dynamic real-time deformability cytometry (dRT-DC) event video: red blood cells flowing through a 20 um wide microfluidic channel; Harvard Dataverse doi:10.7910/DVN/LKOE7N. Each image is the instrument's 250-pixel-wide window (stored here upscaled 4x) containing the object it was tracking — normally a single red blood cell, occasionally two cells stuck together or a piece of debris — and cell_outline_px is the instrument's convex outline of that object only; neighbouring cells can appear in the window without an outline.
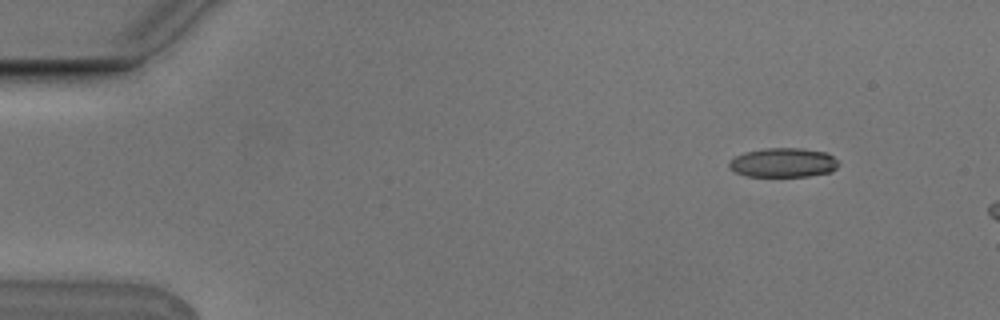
{"species": "Egyptian fruit bat (a non-hibernating species)", "species_latin": "Rousettus aegyptiacus", "temperature_condition": "cold", "stored_images_in_passage": 5, "camera_frame_rate_fps": 3000, "um_per_image_px": 0.085, "animal": {"sex": "male"}, "frame": {"image": 1, "passage_image": 1, "time_ms": 0.0, "image_size_px": [1000, 320], "cell_outline_px": [[840, 164], [832, 172], [808, 176], [748, 176], [736, 172], [728, 168], [728, 164], [736, 156], [744, 152], [764, 148], [800, 148], [828, 152]], "centroid_in_image_um": [66.6, 13.82], "position_along_channel_um": 18.4, "area_um2": 18.73}}